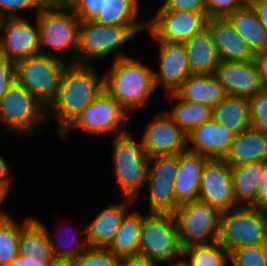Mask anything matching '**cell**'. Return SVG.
I'll list each match as a JSON object with an SVG mask.
<instances>
[{"mask_svg": "<svg viewBox=\"0 0 267 266\" xmlns=\"http://www.w3.org/2000/svg\"><path fill=\"white\" fill-rule=\"evenodd\" d=\"M91 64L70 63L61 78L56 96L46 107V117L54 116L59 134L103 90V75Z\"/></svg>", "mask_w": 267, "mask_h": 266, "instance_id": "obj_1", "label": "cell"}, {"mask_svg": "<svg viewBox=\"0 0 267 266\" xmlns=\"http://www.w3.org/2000/svg\"><path fill=\"white\" fill-rule=\"evenodd\" d=\"M103 74V89L130 114L146 107L156 90L153 68L129 56L112 61Z\"/></svg>", "mask_w": 267, "mask_h": 266, "instance_id": "obj_2", "label": "cell"}, {"mask_svg": "<svg viewBox=\"0 0 267 266\" xmlns=\"http://www.w3.org/2000/svg\"><path fill=\"white\" fill-rule=\"evenodd\" d=\"M145 29L147 26H116L93 21L80 22L75 63L89 65L91 59L106 58L113 52L116 53L113 60L129 57L127 54L120 53L118 49L138 33L147 31Z\"/></svg>", "mask_w": 267, "mask_h": 266, "instance_id": "obj_3", "label": "cell"}, {"mask_svg": "<svg viewBox=\"0 0 267 266\" xmlns=\"http://www.w3.org/2000/svg\"><path fill=\"white\" fill-rule=\"evenodd\" d=\"M70 63L72 58L62 53H39L15 63V78L47 107L56 96L62 75Z\"/></svg>", "mask_w": 267, "mask_h": 266, "instance_id": "obj_4", "label": "cell"}, {"mask_svg": "<svg viewBox=\"0 0 267 266\" xmlns=\"http://www.w3.org/2000/svg\"><path fill=\"white\" fill-rule=\"evenodd\" d=\"M227 251L267 244V210L237 206L222 211L216 239Z\"/></svg>", "mask_w": 267, "mask_h": 266, "instance_id": "obj_5", "label": "cell"}, {"mask_svg": "<svg viewBox=\"0 0 267 266\" xmlns=\"http://www.w3.org/2000/svg\"><path fill=\"white\" fill-rule=\"evenodd\" d=\"M112 143L116 183L124 198L136 202L146 184L149 156L131 133L114 137Z\"/></svg>", "mask_w": 267, "mask_h": 266, "instance_id": "obj_6", "label": "cell"}, {"mask_svg": "<svg viewBox=\"0 0 267 266\" xmlns=\"http://www.w3.org/2000/svg\"><path fill=\"white\" fill-rule=\"evenodd\" d=\"M130 116L127 110L103 89L58 135L64 141L72 127H76L89 134L113 132L114 137L121 136L128 133L125 121L127 122Z\"/></svg>", "mask_w": 267, "mask_h": 266, "instance_id": "obj_7", "label": "cell"}, {"mask_svg": "<svg viewBox=\"0 0 267 266\" xmlns=\"http://www.w3.org/2000/svg\"><path fill=\"white\" fill-rule=\"evenodd\" d=\"M221 212L197 199L180 204L172 213L181 249L216 242Z\"/></svg>", "mask_w": 267, "mask_h": 266, "instance_id": "obj_8", "label": "cell"}, {"mask_svg": "<svg viewBox=\"0 0 267 266\" xmlns=\"http://www.w3.org/2000/svg\"><path fill=\"white\" fill-rule=\"evenodd\" d=\"M46 118V106L16 80L0 99V124L7 130L30 136L48 124Z\"/></svg>", "mask_w": 267, "mask_h": 266, "instance_id": "obj_9", "label": "cell"}, {"mask_svg": "<svg viewBox=\"0 0 267 266\" xmlns=\"http://www.w3.org/2000/svg\"><path fill=\"white\" fill-rule=\"evenodd\" d=\"M176 224L170 213L143 214L140 228L139 254L159 264L180 258Z\"/></svg>", "mask_w": 267, "mask_h": 266, "instance_id": "obj_10", "label": "cell"}, {"mask_svg": "<svg viewBox=\"0 0 267 266\" xmlns=\"http://www.w3.org/2000/svg\"><path fill=\"white\" fill-rule=\"evenodd\" d=\"M39 27L40 48L70 49L75 63L80 20L66 2H47L36 14Z\"/></svg>", "mask_w": 267, "mask_h": 266, "instance_id": "obj_11", "label": "cell"}, {"mask_svg": "<svg viewBox=\"0 0 267 266\" xmlns=\"http://www.w3.org/2000/svg\"><path fill=\"white\" fill-rule=\"evenodd\" d=\"M178 154L149 157L146 185L149 186V213L172 214L180 204L174 195Z\"/></svg>", "mask_w": 267, "mask_h": 266, "instance_id": "obj_12", "label": "cell"}, {"mask_svg": "<svg viewBox=\"0 0 267 266\" xmlns=\"http://www.w3.org/2000/svg\"><path fill=\"white\" fill-rule=\"evenodd\" d=\"M33 22L24 17L0 19V56L16 63L29 56L45 54L40 48L37 19Z\"/></svg>", "mask_w": 267, "mask_h": 266, "instance_id": "obj_13", "label": "cell"}, {"mask_svg": "<svg viewBox=\"0 0 267 266\" xmlns=\"http://www.w3.org/2000/svg\"><path fill=\"white\" fill-rule=\"evenodd\" d=\"M206 13L192 11L158 10L148 21L147 31L152 39L183 43L206 27Z\"/></svg>", "mask_w": 267, "mask_h": 266, "instance_id": "obj_14", "label": "cell"}, {"mask_svg": "<svg viewBox=\"0 0 267 266\" xmlns=\"http://www.w3.org/2000/svg\"><path fill=\"white\" fill-rule=\"evenodd\" d=\"M198 199L220 212L237 207L231 167L224 159H208L203 167Z\"/></svg>", "mask_w": 267, "mask_h": 266, "instance_id": "obj_15", "label": "cell"}, {"mask_svg": "<svg viewBox=\"0 0 267 266\" xmlns=\"http://www.w3.org/2000/svg\"><path fill=\"white\" fill-rule=\"evenodd\" d=\"M149 157L187 151V135L166 112L147 122L140 139Z\"/></svg>", "mask_w": 267, "mask_h": 266, "instance_id": "obj_16", "label": "cell"}, {"mask_svg": "<svg viewBox=\"0 0 267 266\" xmlns=\"http://www.w3.org/2000/svg\"><path fill=\"white\" fill-rule=\"evenodd\" d=\"M159 43V70L153 69L156 89L161 86L166 94L175 92L191 75L183 43ZM164 87V88H163Z\"/></svg>", "mask_w": 267, "mask_h": 266, "instance_id": "obj_17", "label": "cell"}, {"mask_svg": "<svg viewBox=\"0 0 267 266\" xmlns=\"http://www.w3.org/2000/svg\"><path fill=\"white\" fill-rule=\"evenodd\" d=\"M214 76L227 95L249 98L263 89L254 60L247 62L220 61Z\"/></svg>", "mask_w": 267, "mask_h": 266, "instance_id": "obj_18", "label": "cell"}, {"mask_svg": "<svg viewBox=\"0 0 267 266\" xmlns=\"http://www.w3.org/2000/svg\"><path fill=\"white\" fill-rule=\"evenodd\" d=\"M234 137L235 134L211 118L187 135V151L200 154L208 159H224Z\"/></svg>", "mask_w": 267, "mask_h": 266, "instance_id": "obj_19", "label": "cell"}, {"mask_svg": "<svg viewBox=\"0 0 267 266\" xmlns=\"http://www.w3.org/2000/svg\"><path fill=\"white\" fill-rule=\"evenodd\" d=\"M208 27L220 61L247 62L254 60L256 54L247 41L224 18H208Z\"/></svg>", "mask_w": 267, "mask_h": 266, "instance_id": "obj_20", "label": "cell"}, {"mask_svg": "<svg viewBox=\"0 0 267 266\" xmlns=\"http://www.w3.org/2000/svg\"><path fill=\"white\" fill-rule=\"evenodd\" d=\"M207 160V157L190 151L178 154V169L173 189L179 204L198 199L202 170Z\"/></svg>", "mask_w": 267, "mask_h": 266, "instance_id": "obj_21", "label": "cell"}, {"mask_svg": "<svg viewBox=\"0 0 267 266\" xmlns=\"http://www.w3.org/2000/svg\"><path fill=\"white\" fill-rule=\"evenodd\" d=\"M124 202L109 204L96 214L91 223L86 226V238L89 247L106 248L121 224L123 217L128 213V204L135 200L124 198Z\"/></svg>", "mask_w": 267, "mask_h": 266, "instance_id": "obj_22", "label": "cell"}, {"mask_svg": "<svg viewBox=\"0 0 267 266\" xmlns=\"http://www.w3.org/2000/svg\"><path fill=\"white\" fill-rule=\"evenodd\" d=\"M191 74L214 75L220 60L206 26L183 42Z\"/></svg>", "mask_w": 267, "mask_h": 266, "instance_id": "obj_23", "label": "cell"}, {"mask_svg": "<svg viewBox=\"0 0 267 266\" xmlns=\"http://www.w3.org/2000/svg\"><path fill=\"white\" fill-rule=\"evenodd\" d=\"M224 160L230 165L267 161V133L249 128L235 135Z\"/></svg>", "mask_w": 267, "mask_h": 266, "instance_id": "obj_24", "label": "cell"}, {"mask_svg": "<svg viewBox=\"0 0 267 266\" xmlns=\"http://www.w3.org/2000/svg\"><path fill=\"white\" fill-rule=\"evenodd\" d=\"M183 100L207 105L211 108L220 104L227 96L214 75L191 74L175 91Z\"/></svg>", "mask_w": 267, "mask_h": 266, "instance_id": "obj_25", "label": "cell"}, {"mask_svg": "<svg viewBox=\"0 0 267 266\" xmlns=\"http://www.w3.org/2000/svg\"><path fill=\"white\" fill-rule=\"evenodd\" d=\"M230 167L236 205L257 208V188L264 170V162H250Z\"/></svg>", "mask_w": 267, "mask_h": 266, "instance_id": "obj_26", "label": "cell"}, {"mask_svg": "<svg viewBox=\"0 0 267 266\" xmlns=\"http://www.w3.org/2000/svg\"><path fill=\"white\" fill-rule=\"evenodd\" d=\"M212 119L235 135L251 128L249 99L227 95L220 104L212 108Z\"/></svg>", "mask_w": 267, "mask_h": 266, "instance_id": "obj_27", "label": "cell"}, {"mask_svg": "<svg viewBox=\"0 0 267 266\" xmlns=\"http://www.w3.org/2000/svg\"><path fill=\"white\" fill-rule=\"evenodd\" d=\"M226 18L235 31L247 41L255 54L267 49V30L248 3Z\"/></svg>", "mask_w": 267, "mask_h": 266, "instance_id": "obj_28", "label": "cell"}, {"mask_svg": "<svg viewBox=\"0 0 267 266\" xmlns=\"http://www.w3.org/2000/svg\"><path fill=\"white\" fill-rule=\"evenodd\" d=\"M142 219L139 211L128 212L106 248L121 258L138 256Z\"/></svg>", "mask_w": 267, "mask_h": 266, "instance_id": "obj_29", "label": "cell"}, {"mask_svg": "<svg viewBox=\"0 0 267 266\" xmlns=\"http://www.w3.org/2000/svg\"><path fill=\"white\" fill-rule=\"evenodd\" d=\"M175 106L168 114L173 121L188 135L194 128L212 118V108L187 100L181 99L175 92L166 94Z\"/></svg>", "mask_w": 267, "mask_h": 266, "instance_id": "obj_30", "label": "cell"}, {"mask_svg": "<svg viewBox=\"0 0 267 266\" xmlns=\"http://www.w3.org/2000/svg\"><path fill=\"white\" fill-rule=\"evenodd\" d=\"M139 0H104L103 15L93 22L116 26H147V21L137 20L140 12Z\"/></svg>", "mask_w": 267, "mask_h": 266, "instance_id": "obj_31", "label": "cell"}, {"mask_svg": "<svg viewBox=\"0 0 267 266\" xmlns=\"http://www.w3.org/2000/svg\"><path fill=\"white\" fill-rule=\"evenodd\" d=\"M35 219H37V221L46 229L53 257L66 258V259L73 261L77 256H79L81 253H83L84 251H86L89 248V245L87 243V238H86V228L82 229V231H80L81 233H83L85 235V237L84 238L78 237V236H80V233L79 232L77 233L75 231V229L73 227H71L72 226V224H70L71 222H69V221L66 222V219L62 220L60 222L59 226L56 228L54 239L57 238V240L54 241L53 238H51L52 236H51L50 231L48 230V227L46 225H44V223H42L40 220H38V218H35ZM64 225L65 226L67 225V227L65 228ZM67 228H69V229L71 228V230H69V232H68ZM64 229H67L66 231L68 232L65 235V237L62 236V234H63L62 231ZM66 231H65V233H66ZM71 231H73V232H71ZM74 232H76V233H74ZM60 234H61V236H60ZM56 235H57V237H56ZM65 238H67V239H65ZM81 238H82V242H80Z\"/></svg>", "mask_w": 267, "mask_h": 266, "instance_id": "obj_32", "label": "cell"}, {"mask_svg": "<svg viewBox=\"0 0 267 266\" xmlns=\"http://www.w3.org/2000/svg\"><path fill=\"white\" fill-rule=\"evenodd\" d=\"M18 249L22 257H53L46 229L35 218L20 232Z\"/></svg>", "mask_w": 267, "mask_h": 266, "instance_id": "obj_33", "label": "cell"}, {"mask_svg": "<svg viewBox=\"0 0 267 266\" xmlns=\"http://www.w3.org/2000/svg\"><path fill=\"white\" fill-rule=\"evenodd\" d=\"M34 219L28 217L22 225L10 215L0 219V266H8L19 255L20 232Z\"/></svg>", "mask_w": 267, "mask_h": 266, "instance_id": "obj_34", "label": "cell"}, {"mask_svg": "<svg viewBox=\"0 0 267 266\" xmlns=\"http://www.w3.org/2000/svg\"><path fill=\"white\" fill-rule=\"evenodd\" d=\"M182 258L190 266H227L229 261L228 251L219 243L207 245H193L182 249Z\"/></svg>", "mask_w": 267, "mask_h": 266, "instance_id": "obj_35", "label": "cell"}, {"mask_svg": "<svg viewBox=\"0 0 267 266\" xmlns=\"http://www.w3.org/2000/svg\"><path fill=\"white\" fill-rule=\"evenodd\" d=\"M229 260L232 266H267V244L236 248Z\"/></svg>", "mask_w": 267, "mask_h": 266, "instance_id": "obj_36", "label": "cell"}, {"mask_svg": "<svg viewBox=\"0 0 267 266\" xmlns=\"http://www.w3.org/2000/svg\"><path fill=\"white\" fill-rule=\"evenodd\" d=\"M121 261L107 248L89 247L73 260V266H121Z\"/></svg>", "mask_w": 267, "mask_h": 266, "instance_id": "obj_37", "label": "cell"}, {"mask_svg": "<svg viewBox=\"0 0 267 266\" xmlns=\"http://www.w3.org/2000/svg\"><path fill=\"white\" fill-rule=\"evenodd\" d=\"M248 99L251 128L267 133V88H263Z\"/></svg>", "mask_w": 267, "mask_h": 266, "instance_id": "obj_38", "label": "cell"}, {"mask_svg": "<svg viewBox=\"0 0 267 266\" xmlns=\"http://www.w3.org/2000/svg\"><path fill=\"white\" fill-rule=\"evenodd\" d=\"M80 22L93 21L98 15H103L104 0H67Z\"/></svg>", "mask_w": 267, "mask_h": 266, "instance_id": "obj_39", "label": "cell"}, {"mask_svg": "<svg viewBox=\"0 0 267 266\" xmlns=\"http://www.w3.org/2000/svg\"><path fill=\"white\" fill-rule=\"evenodd\" d=\"M46 3V0H0V19L23 17L18 12L30 8L37 14Z\"/></svg>", "mask_w": 267, "mask_h": 266, "instance_id": "obj_40", "label": "cell"}, {"mask_svg": "<svg viewBox=\"0 0 267 266\" xmlns=\"http://www.w3.org/2000/svg\"><path fill=\"white\" fill-rule=\"evenodd\" d=\"M248 0H205L208 18H224L244 7Z\"/></svg>", "mask_w": 267, "mask_h": 266, "instance_id": "obj_41", "label": "cell"}, {"mask_svg": "<svg viewBox=\"0 0 267 266\" xmlns=\"http://www.w3.org/2000/svg\"><path fill=\"white\" fill-rule=\"evenodd\" d=\"M158 10H174V11H205V0H164Z\"/></svg>", "mask_w": 267, "mask_h": 266, "instance_id": "obj_42", "label": "cell"}, {"mask_svg": "<svg viewBox=\"0 0 267 266\" xmlns=\"http://www.w3.org/2000/svg\"><path fill=\"white\" fill-rule=\"evenodd\" d=\"M15 80V63L0 56V99Z\"/></svg>", "mask_w": 267, "mask_h": 266, "instance_id": "obj_43", "label": "cell"}, {"mask_svg": "<svg viewBox=\"0 0 267 266\" xmlns=\"http://www.w3.org/2000/svg\"><path fill=\"white\" fill-rule=\"evenodd\" d=\"M257 208L267 210V161L264 162V170L257 188Z\"/></svg>", "mask_w": 267, "mask_h": 266, "instance_id": "obj_44", "label": "cell"}, {"mask_svg": "<svg viewBox=\"0 0 267 266\" xmlns=\"http://www.w3.org/2000/svg\"><path fill=\"white\" fill-rule=\"evenodd\" d=\"M51 258H40L37 256H16L8 266H46Z\"/></svg>", "mask_w": 267, "mask_h": 266, "instance_id": "obj_45", "label": "cell"}, {"mask_svg": "<svg viewBox=\"0 0 267 266\" xmlns=\"http://www.w3.org/2000/svg\"><path fill=\"white\" fill-rule=\"evenodd\" d=\"M263 88H267V49L257 53L254 59Z\"/></svg>", "mask_w": 267, "mask_h": 266, "instance_id": "obj_46", "label": "cell"}, {"mask_svg": "<svg viewBox=\"0 0 267 266\" xmlns=\"http://www.w3.org/2000/svg\"><path fill=\"white\" fill-rule=\"evenodd\" d=\"M256 16L267 30V0H248Z\"/></svg>", "mask_w": 267, "mask_h": 266, "instance_id": "obj_47", "label": "cell"}, {"mask_svg": "<svg viewBox=\"0 0 267 266\" xmlns=\"http://www.w3.org/2000/svg\"><path fill=\"white\" fill-rule=\"evenodd\" d=\"M11 167L7 161L0 155V186L3 187L8 193L10 192L11 182Z\"/></svg>", "mask_w": 267, "mask_h": 266, "instance_id": "obj_48", "label": "cell"}, {"mask_svg": "<svg viewBox=\"0 0 267 266\" xmlns=\"http://www.w3.org/2000/svg\"><path fill=\"white\" fill-rule=\"evenodd\" d=\"M121 266H162V265L141 256H128L122 258Z\"/></svg>", "mask_w": 267, "mask_h": 266, "instance_id": "obj_49", "label": "cell"}, {"mask_svg": "<svg viewBox=\"0 0 267 266\" xmlns=\"http://www.w3.org/2000/svg\"><path fill=\"white\" fill-rule=\"evenodd\" d=\"M46 266H73V261L66 258L52 257Z\"/></svg>", "mask_w": 267, "mask_h": 266, "instance_id": "obj_50", "label": "cell"}, {"mask_svg": "<svg viewBox=\"0 0 267 266\" xmlns=\"http://www.w3.org/2000/svg\"><path fill=\"white\" fill-rule=\"evenodd\" d=\"M7 195H8V192L3 187L0 186V205L4 201V199L7 197ZM8 216L9 215L7 213H5L4 211L0 209V219H3Z\"/></svg>", "mask_w": 267, "mask_h": 266, "instance_id": "obj_51", "label": "cell"}, {"mask_svg": "<svg viewBox=\"0 0 267 266\" xmlns=\"http://www.w3.org/2000/svg\"><path fill=\"white\" fill-rule=\"evenodd\" d=\"M169 266H190V265L185 261V259L183 260L181 256V258H179V260L176 261L175 263L170 261Z\"/></svg>", "mask_w": 267, "mask_h": 266, "instance_id": "obj_52", "label": "cell"}, {"mask_svg": "<svg viewBox=\"0 0 267 266\" xmlns=\"http://www.w3.org/2000/svg\"><path fill=\"white\" fill-rule=\"evenodd\" d=\"M47 2H66L67 0H46Z\"/></svg>", "mask_w": 267, "mask_h": 266, "instance_id": "obj_53", "label": "cell"}]
</instances>
